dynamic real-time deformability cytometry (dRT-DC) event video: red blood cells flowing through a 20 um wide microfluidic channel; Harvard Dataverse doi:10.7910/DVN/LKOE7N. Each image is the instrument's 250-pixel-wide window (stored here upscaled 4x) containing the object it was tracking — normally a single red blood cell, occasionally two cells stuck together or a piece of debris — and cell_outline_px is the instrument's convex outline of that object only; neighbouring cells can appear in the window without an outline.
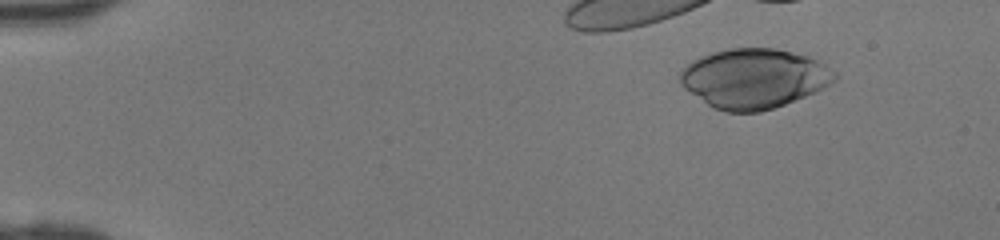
{"species": "human", "species_latin": "Homo sapiens", "temperature_condition": "room temperature", "stored_images_in_passage": 38, "camera_frame_rate_fps": 3000, "um_per_image_px": 0.085, "donor": {"sex": "female"}, "frame": {"image": 1, "passage_image": 6, "time_ms": 1.667, "image_size_px": [1000, 240], "cell_outline_px": [[836, 80], [804, 96], [784, 104], [760, 112], [724, 112], [712, 108], [684, 88], [680, 84], [680, 72], [692, 60], [700, 56], [712, 52], [728, 48], [776, 48], [804, 56], [816, 60], [824, 64], [836, 72]], "centroid_in_image_um": [64.03, 6.67], "position_along_channel_um": 21.0, "area_um2": 53.29}}